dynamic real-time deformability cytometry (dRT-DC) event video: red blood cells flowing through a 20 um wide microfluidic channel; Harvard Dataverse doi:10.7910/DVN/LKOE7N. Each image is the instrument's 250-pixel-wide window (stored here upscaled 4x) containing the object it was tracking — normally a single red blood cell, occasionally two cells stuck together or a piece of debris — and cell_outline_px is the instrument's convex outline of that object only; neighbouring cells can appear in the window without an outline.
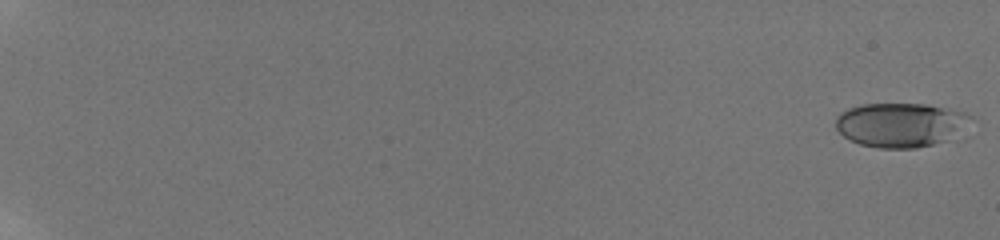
{"species": "human", "species_latin": "Homo sapiens", "temperature_condition": "room temperature", "stored_images_in_passage": 37, "camera_frame_rate_fps": 3000, "um_per_image_px": 0.085, "donor": {"sex": "male"}, "frame": {"image": 1, "passage_image": 1, "time_ms": 0.0, "image_size_px": [1000, 240], "cell_outline_px": [[976, 120], [968, 136], [964, 140], [916, 148], [876, 148], [860, 144], [848, 140], [836, 128], [836, 116], [840, 112], [848, 108], [864, 104], [924, 104], [964, 112], [972, 116]], "centroid_in_image_um": [76.78, 10.66], "position_along_channel_um": 8.2, "area_um2": 36.7}}
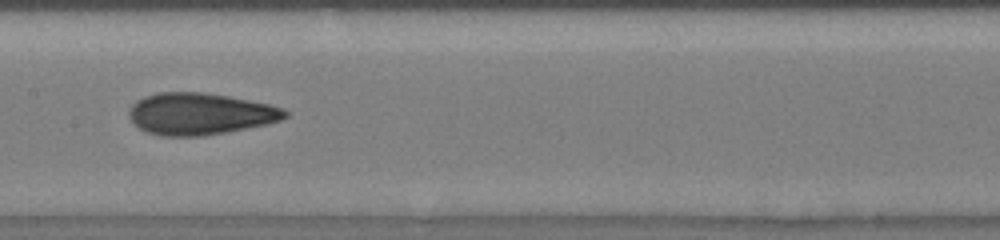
{"frame": {"image": 2, "passage_image": 25, "time_ms": 11.333, "image_size_px": [1000, 240], "cell_outline_px": [[288, 116], [280, 120], [268, 124], [204, 136], [160, 136], [148, 132], [140, 128], [128, 116], [128, 112], [132, 104], [136, 100], [144, 96], [156, 92], [204, 92], [228, 96], [268, 104], [284, 108], [288, 112]], "centroid_in_image_um": [16.99, 9.67], "position_along_channel_um": 190.4, "area_um2": 38.03}}
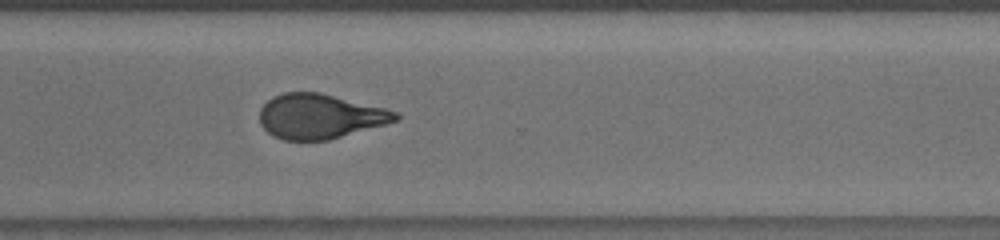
{"frame": {"image": 3, "passage_image": 30, "time_ms": 15.333, "image_size_px": [1000, 240], "cell_outline_px": [[400, 120], [328, 140], [284, 140], [272, 136], [260, 124], [260, 108], [272, 96], [284, 92], [320, 92], [384, 108], [396, 112], [400, 116]], "centroid_in_image_um": [27.17, 9.89], "position_along_channel_um": 343.4, "area_um2": 35.37}, "authors_computed_cell_mechanics": {"area_um2": 35.4314, "velocity_mm_per_s": 3.8494, "shape_relaxation_time_tau1_ms": 5.2072, "shape_relaxation_time_tau2_ms": 1.7068, "deformation_change_tau1": 0.1856, "deformation_change_tau2": 0.0805}}